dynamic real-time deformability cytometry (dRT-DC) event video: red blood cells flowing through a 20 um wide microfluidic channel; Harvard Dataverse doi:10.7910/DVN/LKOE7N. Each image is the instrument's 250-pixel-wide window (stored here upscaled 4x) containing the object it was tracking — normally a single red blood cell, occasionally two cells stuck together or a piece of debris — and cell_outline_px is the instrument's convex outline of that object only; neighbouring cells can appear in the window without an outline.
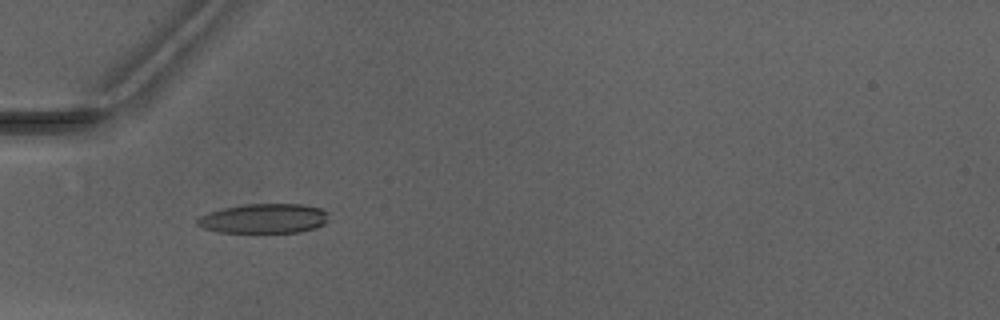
{"species": "Egyptian fruit bat (a non-hibernating species)", "species_latin": "Rousettus aegyptiacus", "temperature_condition": "warm", "stored_images_in_passage": 2, "camera_frame_rate_fps": 3000, "um_per_image_px": 0.085, "animal": {"sex": "male"}, "frame": {"image": 1, "passage_image": 1, "time_ms": 0.0, "image_size_px": [1000, 320], "cell_outline_px": [[328, 220], [324, 224], [316, 228], [300, 232], [220, 232], [204, 228], [196, 224], [196, 220], [200, 216], [208, 212], [224, 208], [244, 204], [304, 204], [320, 208], [328, 212]], "centroid_in_image_um": [22.46, 18.57], "position_along_channel_um": 62.5, "area_um2": 22.72}}